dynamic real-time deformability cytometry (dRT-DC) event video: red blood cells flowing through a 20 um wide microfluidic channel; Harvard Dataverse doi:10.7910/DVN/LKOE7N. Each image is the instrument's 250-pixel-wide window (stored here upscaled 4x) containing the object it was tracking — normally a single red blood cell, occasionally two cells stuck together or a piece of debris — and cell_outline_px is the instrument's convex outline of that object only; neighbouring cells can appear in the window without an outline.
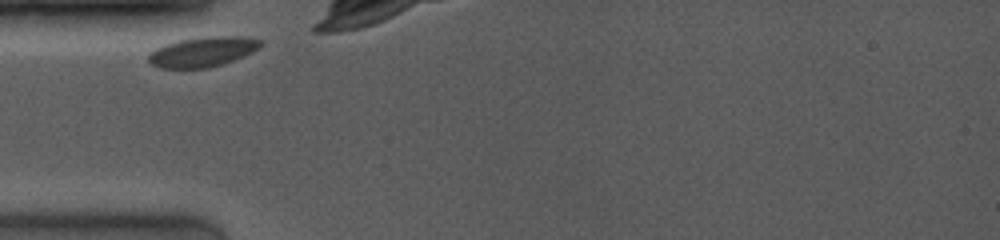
{"species": "common noctule bat (a hibernating species)", "species_latin": "Nyctalus noctula", "temperature_condition": "room temperature", "stored_images_in_passage": 4, "camera_frame_rate_fps": 4000, "um_per_image_px": 0.085, "animal": {"sex": "female", "body_mass_g": 19.0, "forearm_length_mm": 53.3}, "frame": {"image": 1, "passage_image": 1, "time_ms": 0.0, "image_size_px": [1000, 240], "cell_outline_px": [[264, 44], [260, 48], [244, 56], [208, 68], [160, 68], [152, 64], [148, 60], [148, 56], [156, 48], [164, 44], [180, 40], [208, 36], [244, 36], [260, 40]], "centroid_in_image_um": [17.25, 4.39], "position_along_channel_um": 67.8, "area_um2": 19.48}}